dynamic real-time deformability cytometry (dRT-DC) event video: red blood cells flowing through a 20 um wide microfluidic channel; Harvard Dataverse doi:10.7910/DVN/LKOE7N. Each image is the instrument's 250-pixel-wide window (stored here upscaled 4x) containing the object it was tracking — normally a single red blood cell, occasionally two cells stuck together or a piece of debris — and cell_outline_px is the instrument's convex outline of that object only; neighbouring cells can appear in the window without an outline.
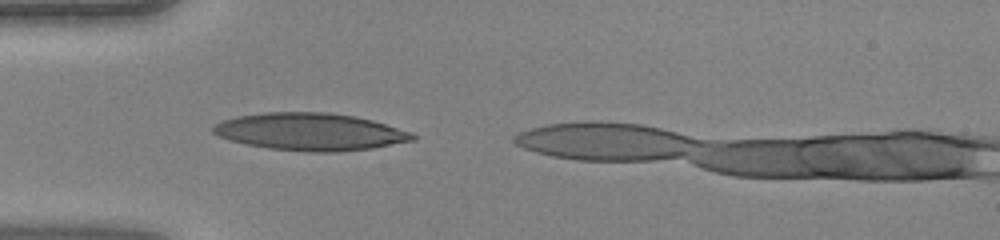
{"species": "human", "species_latin": "Homo sapiens", "temperature_condition": "warm", "stored_images_in_passage": 5, "camera_frame_rate_fps": 3000, "um_per_image_px": 0.085, "donor": {"sex": "female"}, "frame": {"image": 1, "passage_image": 4, "time_ms": 1.0, "image_size_px": [1000, 240], "cell_outline_px": [[416, 136], [408, 140], [364, 148], [276, 148], [252, 144], [236, 140], [224, 136], [216, 132], [216, 128], [220, 124], [228, 120], [244, 116], [280, 112], [308, 112], [348, 116], [368, 120]], "centroid_in_image_um": [26.32, 11.14], "position_along_channel_um": 58.7, "area_um2": 38.26}}